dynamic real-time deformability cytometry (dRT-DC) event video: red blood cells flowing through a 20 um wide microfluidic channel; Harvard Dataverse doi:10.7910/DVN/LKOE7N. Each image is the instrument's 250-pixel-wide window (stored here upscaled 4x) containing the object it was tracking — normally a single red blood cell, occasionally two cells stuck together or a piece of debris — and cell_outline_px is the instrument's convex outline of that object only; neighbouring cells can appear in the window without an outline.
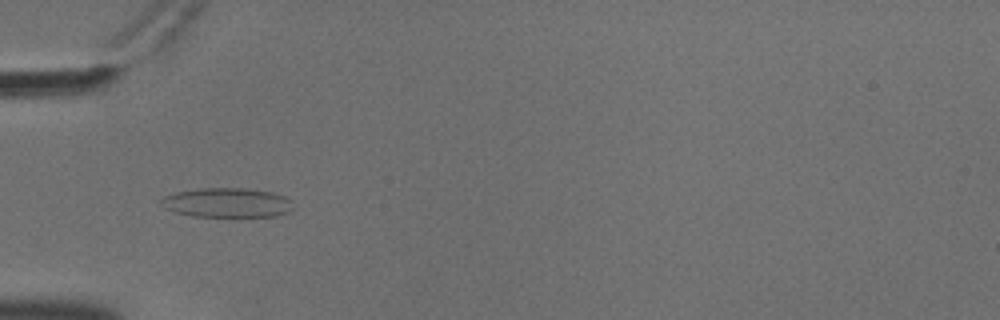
{"species": "common noctule bat (a hibernating species)", "species_latin": "Nyctalus noctula", "temperature_condition": "cold", "stored_images_in_passage": 23, "camera_frame_rate_fps": 3000, "um_per_image_px": 0.085, "animal": {"sex": "male", "body_mass_g": 18.8}, "frame": {"image": 1, "passage_image": 19, "time_ms": 6.0, "image_size_px": [1000, 320], "cell_outline_px": [[292, 208], [288, 212], [276, 216], [192, 216], [176, 212], [164, 208], [160, 200], [164, 196], [176, 192], [200, 188], [244, 188], [272, 192], [284, 196], [292, 200]], "centroid_in_image_um": [19.3, 17.22], "position_along_channel_um": 65.7, "area_um2": 22.6}}